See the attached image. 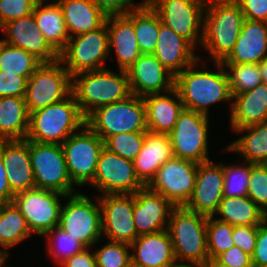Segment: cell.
<instances>
[{"instance_id":"33","label":"cell","mask_w":267,"mask_h":267,"mask_svg":"<svg viewBox=\"0 0 267 267\" xmlns=\"http://www.w3.org/2000/svg\"><path fill=\"white\" fill-rule=\"evenodd\" d=\"M235 131L247 134L233 141L224 150L239 153L247 163L267 164V121Z\"/></svg>"},{"instance_id":"12","label":"cell","mask_w":267,"mask_h":267,"mask_svg":"<svg viewBox=\"0 0 267 267\" xmlns=\"http://www.w3.org/2000/svg\"><path fill=\"white\" fill-rule=\"evenodd\" d=\"M69 136L62 144L69 176L75 185L83 186L93 181L104 141L86 124Z\"/></svg>"},{"instance_id":"1","label":"cell","mask_w":267,"mask_h":267,"mask_svg":"<svg viewBox=\"0 0 267 267\" xmlns=\"http://www.w3.org/2000/svg\"><path fill=\"white\" fill-rule=\"evenodd\" d=\"M186 67L175 77L174 87L179 93L184 109L208 116V109L214 103L233 99L228 76L221 62H215L217 72L196 70L195 65Z\"/></svg>"},{"instance_id":"8","label":"cell","mask_w":267,"mask_h":267,"mask_svg":"<svg viewBox=\"0 0 267 267\" xmlns=\"http://www.w3.org/2000/svg\"><path fill=\"white\" fill-rule=\"evenodd\" d=\"M58 59L42 63L27 80L25 103L29 114L58 103L72 93V77Z\"/></svg>"},{"instance_id":"21","label":"cell","mask_w":267,"mask_h":267,"mask_svg":"<svg viewBox=\"0 0 267 267\" xmlns=\"http://www.w3.org/2000/svg\"><path fill=\"white\" fill-rule=\"evenodd\" d=\"M174 207L165 197L153 192L148 187L138 190L134 194L133 211L137 234L143 235L166 230Z\"/></svg>"},{"instance_id":"31","label":"cell","mask_w":267,"mask_h":267,"mask_svg":"<svg viewBox=\"0 0 267 267\" xmlns=\"http://www.w3.org/2000/svg\"><path fill=\"white\" fill-rule=\"evenodd\" d=\"M45 2V3H44ZM39 0L34 8V18L38 30L46 38L50 46L60 54L66 47L70 36L64 21L63 11L57 0ZM43 5V6H42Z\"/></svg>"},{"instance_id":"4","label":"cell","mask_w":267,"mask_h":267,"mask_svg":"<svg viewBox=\"0 0 267 267\" xmlns=\"http://www.w3.org/2000/svg\"><path fill=\"white\" fill-rule=\"evenodd\" d=\"M121 75L110 69L87 71L72 77V94L86 118L98 107L123 101L132 95L125 70Z\"/></svg>"},{"instance_id":"14","label":"cell","mask_w":267,"mask_h":267,"mask_svg":"<svg viewBox=\"0 0 267 267\" xmlns=\"http://www.w3.org/2000/svg\"><path fill=\"white\" fill-rule=\"evenodd\" d=\"M197 166L195 162L173 157L160 166L147 187L175 207L185 206L194 192Z\"/></svg>"},{"instance_id":"11","label":"cell","mask_w":267,"mask_h":267,"mask_svg":"<svg viewBox=\"0 0 267 267\" xmlns=\"http://www.w3.org/2000/svg\"><path fill=\"white\" fill-rule=\"evenodd\" d=\"M165 26L173 29L194 48L201 44L206 0H144ZM199 40V41H198Z\"/></svg>"},{"instance_id":"6","label":"cell","mask_w":267,"mask_h":267,"mask_svg":"<svg viewBox=\"0 0 267 267\" xmlns=\"http://www.w3.org/2000/svg\"><path fill=\"white\" fill-rule=\"evenodd\" d=\"M85 124L103 141L112 135L146 132V106L143 97L130 95L127 99L98 107Z\"/></svg>"},{"instance_id":"57","label":"cell","mask_w":267,"mask_h":267,"mask_svg":"<svg viewBox=\"0 0 267 267\" xmlns=\"http://www.w3.org/2000/svg\"><path fill=\"white\" fill-rule=\"evenodd\" d=\"M5 262H6V258L0 255V267H3V265L5 266Z\"/></svg>"},{"instance_id":"52","label":"cell","mask_w":267,"mask_h":267,"mask_svg":"<svg viewBox=\"0 0 267 267\" xmlns=\"http://www.w3.org/2000/svg\"><path fill=\"white\" fill-rule=\"evenodd\" d=\"M61 267H96L95 253H91L89 247L65 260Z\"/></svg>"},{"instance_id":"15","label":"cell","mask_w":267,"mask_h":267,"mask_svg":"<svg viewBox=\"0 0 267 267\" xmlns=\"http://www.w3.org/2000/svg\"><path fill=\"white\" fill-rule=\"evenodd\" d=\"M64 194L44 189H30L14 195L13 202L26 219L29 229L44 236L48 231L59 226L61 202Z\"/></svg>"},{"instance_id":"54","label":"cell","mask_w":267,"mask_h":267,"mask_svg":"<svg viewBox=\"0 0 267 267\" xmlns=\"http://www.w3.org/2000/svg\"><path fill=\"white\" fill-rule=\"evenodd\" d=\"M259 66L262 75V82L267 84V57L259 63Z\"/></svg>"},{"instance_id":"41","label":"cell","mask_w":267,"mask_h":267,"mask_svg":"<svg viewBox=\"0 0 267 267\" xmlns=\"http://www.w3.org/2000/svg\"><path fill=\"white\" fill-rule=\"evenodd\" d=\"M146 132L119 133L108 137L104 147L110 152L133 161L142 149Z\"/></svg>"},{"instance_id":"13","label":"cell","mask_w":267,"mask_h":267,"mask_svg":"<svg viewBox=\"0 0 267 267\" xmlns=\"http://www.w3.org/2000/svg\"><path fill=\"white\" fill-rule=\"evenodd\" d=\"M206 115L183 109L168 134L174 157L200 164L208 161V127Z\"/></svg>"},{"instance_id":"24","label":"cell","mask_w":267,"mask_h":267,"mask_svg":"<svg viewBox=\"0 0 267 267\" xmlns=\"http://www.w3.org/2000/svg\"><path fill=\"white\" fill-rule=\"evenodd\" d=\"M194 47L173 29L160 21L158 41L153 55L174 77L186 67L195 63L199 57L194 54Z\"/></svg>"},{"instance_id":"42","label":"cell","mask_w":267,"mask_h":267,"mask_svg":"<svg viewBox=\"0 0 267 267\" xmlns=\"http://www.w3.org/2000/svg\"><path fill=\"white\" fill-rule=\"evenodd\" d=\"M245 165H226L223 164L224 173V192L223 197H241L247 196L249 177H250V163Z\"/></svg>"},{"instance_id":"26","label":"cell","mask_w":267,"mask_h":267,"mask_svg":"<svg viewBox=\"0 0 267 267\" xmlns=\"http://www.w3.org/2000/svg\"><path fill=\"white\" fill-rule=\"evenodd\" d=\"M173 157L174 153L169 135L147 130L142 149L133 160L139 181L147 187L154 179L160 166Z\"/></svg>"},{"instance_id":"50","label":"cell","mask_w":267,"mask_h":267,"mask_svg":"<svg viewBox=\"0 0 267 267\" xmlns=\"http://www.w3.org/2000/svg\"><path fill=\"white\" fill-rule=\"evenodd\" d=\"M218 262L230 267H252L251 255L242 251L238 246H233L229 250L219 254L215 258Z\"/></svg>"},{"instance_id":"28","label":"cell","mask_w":267,"mask_h":267,"mask_svg":"<svg viewBox=\"0 0 267 267\" xmlns=\"http://www.w3.org/2000/svg\"><path fill=\"white\" fill-rule=\"evenodd\" d=\"M109 53L114 48L120 70L127 71L141 56L133 22L126 15H108Z\"/></svg>"},{"instance_id":"2","label":"cell","mask_w":267,"mask_h":267,"mask_svg":"<svg viewBox=\"0 0 267 267\" xmlns=\"http://www.w3.org/2000/svg\"><path fill=\"white\" fill-rule=\"evenodd\" d=\"M201 47L214 62H222L233 50L245 17L235 0H206Z\"/></svg>"},{"instance_id":"48","label":"cell","mask_w":267,"mask_h":267,"mask_svg":"<svg viewBox=\"0 0 267 267\" xmlns=\"http://www.w3.org/2000/svg\"><path fill=\"white\" fill-rule=\"evenodd\" d=\"M108 15H126L136 10L140 5L134 4L133 0H90Z\"/></svg>"},{"instance_id":"47","label":"cell","mask_w":267,"mask_h":267,"mask_svg":"<svg viewBox=\"0 0 267 267\" xmlns=\"http://www.w3.org/2000/svg\"><path fill=\"white\" fill-rule=\"evenodd\" d=\"M258 226H233L232 240L235 246L252 256L255 250Z\"/></svg>"},{"instance_id":"35","label":"cell","mask_w":267,"mask_h":267,"mask_svg":"<svg viewBox=\"0 0 267 267\" xmlns=\"http://www.w3.org/2000/svg\"><path fill=\"white\" fill-rule=\"evenodd\" d=\"M133 22L138 45L142 54H153L158 41L160 18L143 0L140 6L126 14Z\"/></svg>"},{"instance_id":"44","label":"cell","mask_w":267,"mask_h":267,"mask_svg":"<svg viewBox=\"0 0 267 267\" xmlns=\"http://www.w3.org/2000/svg\"><path fill=\"white\" fill-rule=\"evenodd\" d=\"M247 196L261 209L267 203V164L250 163Z\"/></svg>"},{"instance_id":"29","label":"cell","mask_w":267,"mask_h":267,"mask_svg":"<svg viewBox=\"0 0 267 267\" xmlns=\"http://www.w3.org/2000/svg\"><path fill=\"white\" fill-rule=\"evenodd\" d=\"M232 101L230 125L234 132L267 121V84L262 82L249 91L237 94Z\"/></svg>"},{"instance_id":"36","label":"cell","mask_w":267,"mask_h":267,"mask_svg":"<svg viewBox=\"0 0 267 267\" xmlns=\"http://www.w3.org/2000/svg\"><path fill=\"white\" fill-rule=\"evenodd\" d=\"M32 235L14 202L0 204V245L10 249Z\"/></svg>"},{"instance_id":"55","label":"cell","mask_w":267,"mask_h":267,"mask_svg":"<svg viewBox=\"0 0 267 267\" xmlns=\"http://www.w3.org/2000/svg\"><path fill=\"white\" fill-rule=\"evenodd\" d=\"M202 267H230L218 262L216 259L208 260Z\"/></svg>"},{"instance_id":"7","label":"cell","mask_w":267,"mask_h":267,"mask_svg":"<svg viewBox=\"0 0 267 267\" xmlns=\"http://www.w3.org/2000/svg\"><path fill=\"white\" fill-rule=\"evenodd\" d=\"M29 154L36 188L66 196L77 193L73 191L74 183L69 176L60 144L29 140Z\"/></svg>"},{"instance_id":"22","label":"cell","mask_w":267,"mask_h":267,"mask_svg":"<svg viewBox=\"0 0 267 267\" xmlns=\"http://www.w3.org/2000/svg\"><path fill=\"white\" fill-rule=\"evenodd\" d=\"M0 156L14 194L34 189L35 182L29 154V140H1Z\"/></svg>"},{"instance_id":"19","label":"cell","mask_w":267,"mask_h":267,"mask_svg":"<svg viewBox=\"0 0 267 267\" xmlns=\"http://www.w3.org/2000/svg\"><path fill=\"white\" fill-rule=\"evenodd\" d=\"M0 29L8 36L1 39L3 42L22 48L42 63H50L59 59V54L38 30L34 13L5 23Z\"/></svg>"},{"instance_id":"3","label":"cell","mask_w":267,"mask_h":267,"mask_svg":"<svg viewBox=\"0 0 267 267\" xmlns=\"http://www.w3.org/2000/svg\"><path fill=\"white\" fill-rule=\"evenodd\" d=\"M169 218L167 230L178 265L202 267L209 260L206 232L208 216L181 206L174 207Z\"/></svg>"},{"instance_id":"43","label":"cell","mask_w":267,"mask_h":267,"mask_svg":"<svg viewBox=\"0 0 267 267\" xmlns=\"http://www.w3.org/2000/svg\"><path fill=\"white\" fill-rule=\"evenodd\" d=\"M130 245L122 242L109 241L97 249L95 253L96 267H130Z\"/></svg>"},{"instance_id":"18","label":"cell","mask_w":267,"mask_h":267,"mask_svg":"<svg viewBox=\"0 0 267 267\" xmlns=\"http://www.w3.org/2000/svg\"><path fill=\"white\" fill-rule=\"evenodd\" d=\"M223 164H214L211 160L197 166L194 192L185 207L205 216H214L223 199Z\"/></svg>"},{"instance_id":"25","label":"cell","mask_w":267,"mask_h":267,"mask_svg":"<svg viewBox=\"0 0 267 267\" xmlns=\"http://www.w3.org/2000/svg\"><path fill=\"white\" fill-rule=\"evenodd\" d=\"M267 57V22L245 19L237 42L222 64H259Z\"/></svg>"},{"instance_id":"38","label":"cell","mask_w":267,"mask_h":267,"mask_svg":"<svg viewBox=\"0 0 267 267\" xmlns=\"http://www.w3.org/2000/svg\"><path fill=\"white\" fill-rule=\"evenodd\" d=\"M227 68L226 74L232 97L249 91L262 83L259 64H222Z\"/></svg>"},{"instance_id":"27","label":"cell","mask_w":267,"mask_h":267,"mask_svg":"<svg viewBox=\"0 0 267 267\" xmlns=\"http://www.w3.org/2000/svg\"><path fill=\"white\" fill-rule=\"evenodd\" d=\"M143 99L146 106L148 131L169 134L174 128L179 114L184 109L176 88L174 87L164 94H149Z\"/></svg>"},{"instance_id":"5","label":"cell","mask_w":267,"mask_h":267,"mask_svg":"<svg viewBox=\"0 0 267 267\" xmlns=\"http://www.w3.org/2000/svg\"><path fill=\"white\" fill-rule=\"evenodd\" d=\"M86 118L71 93L64 100L30 113L26 139L38 143L62 144L85 125Z\"/></svg>"},{"instance_id":"56","label":"cell","mask_w":267,"mask_h":267,"mask_svg":"<svg viewBox=\"0 0 267 267\" xmlns=\"http://www.w3.org/2000/svg\"><path fill=\"white\" fill-rule=\"evenodd\" d=\"M261 219L263 223H267V203L261 208Z\"/></svg>"},{"instance_id":"45","label":"cell","mask_w":267,"mask_h":267,"mask_svg":"<svg viewBox=\"0 0 267 267\" xmlns=\"http://www.w3.org/2000/svg\"><path fill=\"white\" fill-rule=\"evenodd\" d=\"M39 0H0V28L12 20L30 15Z\"/></svg>"},{"instance_id":"53","label":"cell","mask_w":267,"mask_h":267,"mask_svg":"<svg viewBox=\"0 0 267 267\" xmlns=\"http://www.w3.org/2000/svg\"><path fill=\"white\" fill-rule=\"evenodd\" d=\"M6 170L0 156V204L13 202L15 195L9 186Z\"/></svg>"},{"instance_id":"58","label":"cell","mask_w":267,"mask_h":267,"mask_svg":"<svg viewBox=\"0 0 267 267\" xmlns=\"http://www.w3.org/2000/svg\"><path fill=\"white\" fill-rule=\"evenodd\" d=\"M9 254H10V253H9L8 251H4V250L2 251V250L0 249V255L4 256L6 259L9 258V257H8Z\"/></svg>"},{"instance_id":"46","label":"cell","mask_w":267,"mask_h":267,"mask_svg":"<svg viewBox=\"0 0 267 267\" xmlns=\"http://www.w3.org/2000/svg\"><path fill=\"white\" fill-rule=\"evenodd\" d=\"M27 78L0 71V97H24Z\"/></svg>"},{"instance_id":"51","label":"cell","mask_w":267,"mask_h":267,"mask_svg":"<svg viewBox=\"0 0 267 267\" xmlns=\"http://www.w3.org/2000/svg\"><path fill=\"white\" fill-rule=\"evenodd\" d=\"M252 265H267V223L258 225V234L254 253L252 254Z\"/></svg>"},{"instance_id":"32","label":"cell","mask_w":267,"mask_h":267,"mask_svg":"<svg viewBox=\"0 0 267 267\" xmlns=\"http://www.w3.org/2000/svg\"><path fill=\"white\" fill-rule=\"evenodd\" d=\"M29 118L24 97H0V141L26 139Z\"/></svg>"},{"instance_id":"20","label":"cell","mask_w":267,"mask_h":267,"mask_svg":"<svg viewBox=\"0 0 267 267\" xmlns=\"http://www.w3.org/2000/svg\"><path fill=\"white\" fill-rule=\"evenodd\" d=\"M126 72L133 95L145 97L174 88L175 77L153 54H141Z\"/></svg>"},{"instance_id":"16","label":"cell","mask_w":267,"mask_h":267,"mask_svg":"<svg viewBox=\"0 0 267 267\" xmlns=\"http://www.w3.org/2000/svg\"><path fill=\"white\" fill-rule=\"evenodd\" d=\"M91 186L104 194H135L145 186L139 181L133 161L103 148Z\"/></svg>"},{"instance_id":"10","label":"cell","mask_w":267,"mask_h":267,"mask_svg":"<svg viewBox=\"0 0 267 267\" xmlns=\"http://www.w3.org/2000/svg\"><path fill=\"white\" fill-rule=\"evenodd\" d=\"M67 198V204L60 209L59 227L86 248L92 247L103 235L99 198L98 203H94L86 194L78 191Z\"/></svg>"},{"instance_id":"23","label":"cell","mask_w":267,"mask_h":267,"mask_svg":"<svg viewBox=\"0 0 267 267\" xmlns=\"http://www.w3.org/2000/svg\"><path fill=\"white\" fill-rule=\"evenodd\" d=\"M130 248L133 267H179L167 229L139 235Z\"/></svg>"},{"instance_id":"49","label":"cell","mask_w":267,"mask_h":267,"mask_svg":"<svg viewBox=\"0 0 267 267\" xmlns=\"http://www.w3.org/2000/svg\"><path fill=\"white\" fill-rule=\"evenodd\" d=\"M245 19L267 22V0H235Z\"/></svg>"},{"instance_id":"17","label":"cell","mask_w":267,"mask_h":267,"mask_svg":"<svg viewBox=\"0 0 267 267\" xmlns=\"http://www.w3.org/2000/svg\"><path fill=\"white\" fill-rule=\"evenodd\" d=\"M102 234L109 241L131 244L139 235L133 220L134 194L99 196Z\"/></svg>"},{"instance_id":"30","label":"cell","mask_w":267,"mask_h":267,"mask_svg":"<svg viewBox=\"0 0 267 267\" xmlns=\"http://www.w3.org/2000/svg\"><path fill=\"white\" fill-rule=\"evenodd\" d=\"M70 37L102 27L107 15L90 0H57ZM73 33V34H71Z\"/></svg>"},{"instance_id":"39","label":"cell","mask_w":267,"mask_h":267,"mask_svg":"<svg viewBox=\"0 0 267 267\" xmlns=\"http://www.w3.org/2000/svg\"><path fill=\"white\" fill-rule=\"evenodd\" d=\"M214 217L208 216L206 226L209 260L235 246L232 240L233 226Z\"/></svg>"},{"instance_id":"34","label":"cell","mask_w":267,"mask_h":267,"mask_svg":"<svg viewBox=\"0 0 267 267\" xmlns=\"http://www.w3.org/2000/svg\"><path fill=\"white\" fill-rule=\"evenodd\" d=\"M217 219L232 226H258L262 223L261 209L248 196L223 197L216 212Z\"/></svg>"},{"instance_id":"9","label":"cell","mask_w":267,"mask_h":267,"mask_svg":"<svg viewBox=\"0 0 267 267\" xmlns=\"http://www.w3.org/2000/svg\"><path fill=\"white\" fill-rule=\"evenodd\" d=\"M109 40L106 23L94 31L70 37L59 54L70 76L87 71L106 69L103 62L109 56Z\"/></svg>"},{"instance_id":"59","label":"cell","mask_w":267,"mask_h":267,"mask_svg":"<svg viewBox=\"0 0 267 267\" xmlns=\"http://www.w3.org/2000/svg\"><path fill=\"white\" fill-rule=\"evenodd\" d=\"M252 267H267V265H263V266H255V265H253Z\"/></svg>"},{"instance_id":"37","label":"cell","mask_w":267,"mask_h":267,"mask_svg":"<svg viewBox=\"0 0 267 267\" xmlns=\"http://www.w3.org/2000/svg\"><path fill=\"white\" fill-rule=\"evenodd\" d=\"M41 64L39 59L22 48L0 42V71L29 79Z\"/></svg>"},{"instance_id":"40","label":"cell","mask_w":267,"mask_h":267,"mask_svg":"<svg viewBox=\"0 0 267 267\" xmlns=\"http://www.w3.org/2000/svg\"><path fill=\"white\" fill-rule=\"evenodd\" d=\"M45 236L50 240L47 249L48 255L60 264L86 248L59 226L48 231L43 237Z\"/></svg>"}]
</instances>
